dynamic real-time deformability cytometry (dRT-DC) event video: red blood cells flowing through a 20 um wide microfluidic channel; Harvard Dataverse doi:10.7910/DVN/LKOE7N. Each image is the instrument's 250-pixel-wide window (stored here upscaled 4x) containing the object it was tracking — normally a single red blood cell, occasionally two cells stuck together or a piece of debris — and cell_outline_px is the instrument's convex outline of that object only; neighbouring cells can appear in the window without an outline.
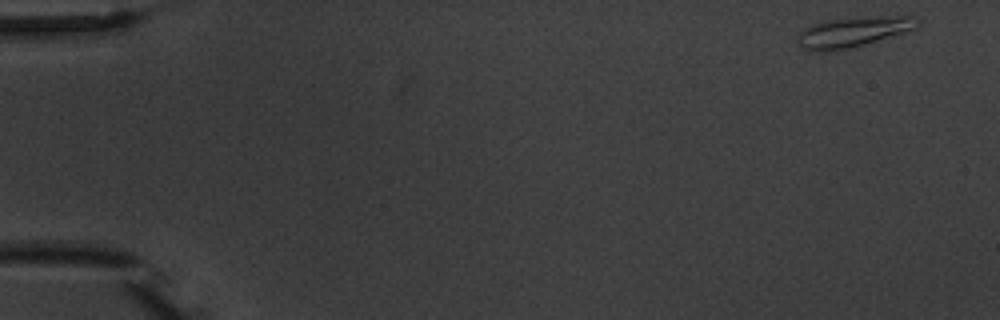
{"species": "common noctule bat (a hibernating species)", "species_latin": "Nyctalus noctula", "temperature_condition": "warm", "stored_images_in_passage": 4, "camera_frame_rate_fps": 3000, "um_per_image_px": 0.085, "animal": {"sex": "male", "body_mass_g": 20.1, "forearm_length_mm": 53.5}, "frame": {"image": 1, "passage_image": 1, "time_ms": 0.0, "image_size_px": [1000, 320], "cell_outline_px": [[920, 24], [916, 28], [876, 40], [848, 48], [812, 52], [808, 52], [796, 44], [796, 40], [800, 32], [804, 28], [812, 24], [828, 20], [896, 16], [916, 16], [920, 20]], "centroid_in_image_um": [72.45, 2.72], "position_along_channel_um": 12.5, "area_um2": 20.52}}